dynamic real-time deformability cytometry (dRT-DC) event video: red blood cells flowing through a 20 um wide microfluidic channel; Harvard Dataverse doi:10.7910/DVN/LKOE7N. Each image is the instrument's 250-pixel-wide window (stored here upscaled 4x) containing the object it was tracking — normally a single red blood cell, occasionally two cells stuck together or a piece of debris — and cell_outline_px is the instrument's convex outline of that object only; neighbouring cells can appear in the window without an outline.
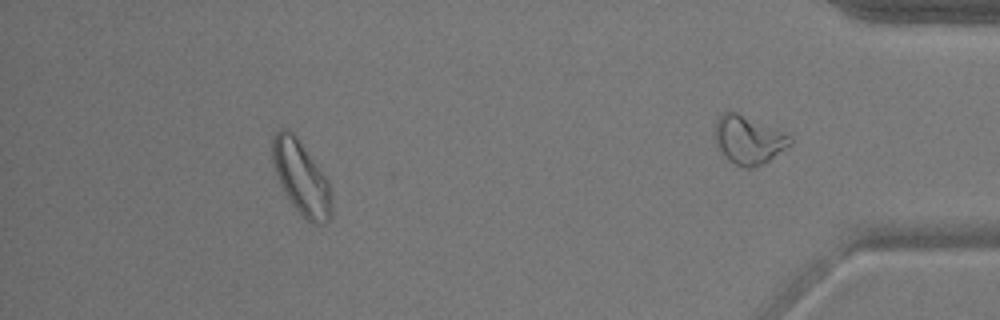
{"species": "common noctule bat (a hibernating species)", "species_latin": "Nyctalus noctula", "temperature_condition": "warm", "stored_images_in_passage": 41, "camera_frame_rate_fps": 3000, "um_per_image_px": 0.085, "animal": {"sex": "male", "body_mass_g": 17.9}, "frame": {"image": 1, "passage_image": 35, "time_ms": 11.333, "image_size_px": [1000, 320], "cell_outline_px": [[332, 212], [328, 220], [324, 224], [312, 224], [292, 204], [284, 192], [276, 176], [272, 160], [272, 136], [280, 128], [288, 128], [296, 136], [328, 180], [332, 204]], "centroid_in_image_um": [25.59, 15.09], "position_along_channel_um": 409.6, "area_um2": 25.2}, "authors_computed_cell_mechanics": {"area_um2": 18.3804, "velocity_mm_per_s": 3.8449, "shape_relaxation_time_tau1_ms": 10.6532, "shape_relaxation_time_tau2_ms": 1.9462, "deformation_change_tau1": 0.2473, "deformation_change_tau2": 0.0593}}